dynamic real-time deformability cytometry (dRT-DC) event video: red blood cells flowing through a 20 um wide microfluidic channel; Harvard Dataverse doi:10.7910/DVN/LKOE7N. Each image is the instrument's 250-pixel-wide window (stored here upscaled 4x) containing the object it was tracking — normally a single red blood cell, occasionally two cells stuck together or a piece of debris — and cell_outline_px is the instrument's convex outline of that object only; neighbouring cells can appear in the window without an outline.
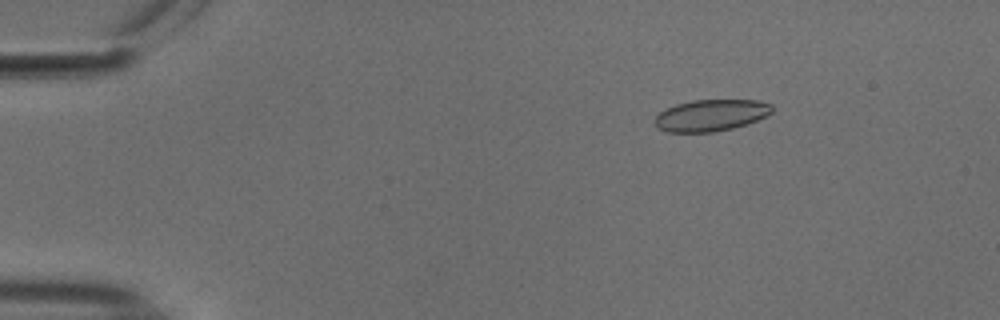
{"species": "common noctule bat (a hibernating species)", "species_latin": "Nyctalus noctula", "temperature_condition": "cold", "stored_images_in_passage": 56, "camera_frame_rate_fps": 3000, "um_per_image_px": 0.085, "animal": {"sex": "male", "body_mass_g": 18.8}, "frame": {"image": 1, "passage_image": 9, "time_ms": 2.667, "image_size_px": [1000, 320], "cell_outline_px": [[772, 112], [768, 116], [732, 128], [712, 132], [668, 132], [660, 128], [652, 120], [664, 108], [676, 104], [692, 100], [760, 100], [772, 104]], "centroid_in_image_um": [60.42, 9.79], "position_along_channel_um": 24.6, "area_um2": 21.62}}
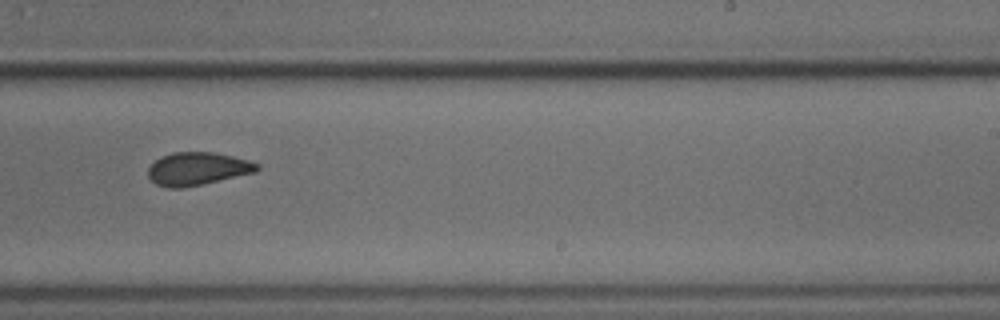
{"frame": {"image": 2, "passage_image": 35, "time_ms": 11.333, "image_size_px": [1000, 320], "cell_outline_px": [[260, 168], [256, 172], [200, 184], [180, 188], [168, 188], [156, 184], [148, 176], [148, 168], [160, 156], [172, 152], [212, 152], [232, 156], [248, 160], [260, 164]], "centroid_in_image_um": [16.78, 14.33], "position_along_channel_um": 272.2, "area_um2": 20.75}}
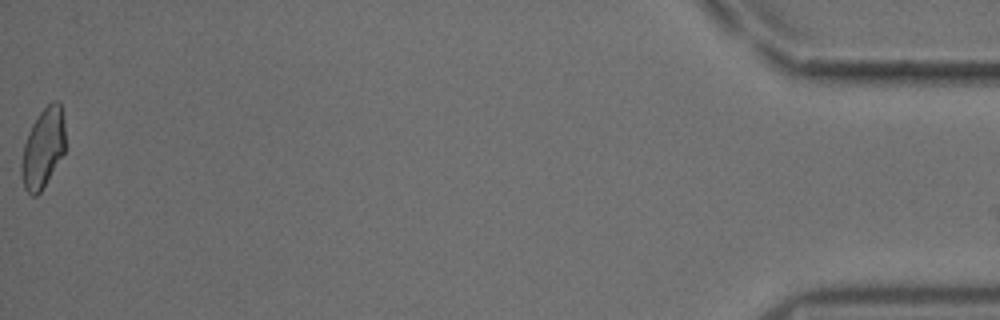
{"frame": {"image": 3, "passage_image": 55, "time_ms": 18.0, "image_size_px": [1000, 320], "cell_outline_px": [[64, 152], [40, 192], [36, 196], [32, 196], [24, 188], [20, 172], [20, 164], [24, 144], [28, 132], [32, 124], [40, 112], [52, 100], [56, 100], [60, 104], [64, 120]], "centroid_in_image_um": [3.63, 12.59], "position_along_channel_um": 431.6, "area_um2": 20.17}}